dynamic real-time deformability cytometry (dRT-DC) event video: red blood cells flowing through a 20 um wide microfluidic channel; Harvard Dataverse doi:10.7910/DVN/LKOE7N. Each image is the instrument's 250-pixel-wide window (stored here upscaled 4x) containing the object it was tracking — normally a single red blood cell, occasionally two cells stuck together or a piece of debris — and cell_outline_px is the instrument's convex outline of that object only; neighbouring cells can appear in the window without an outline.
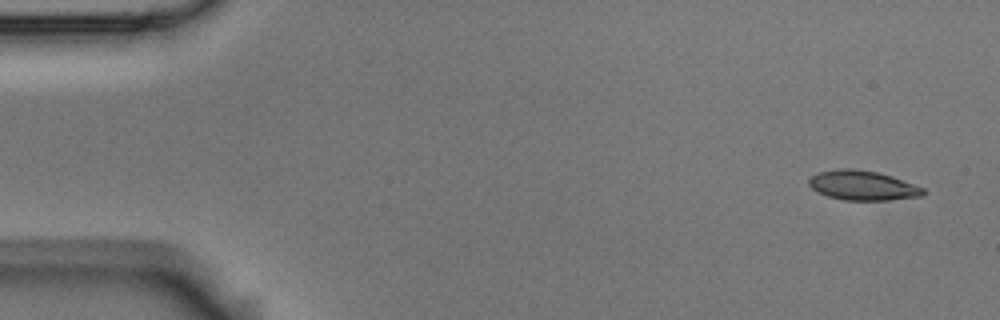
{"species": "Egyptian fruit bat (a non-hibernating species)", "species_latin": "Rousettus aegyptiacus", "temperature_condition": "room temperature", "stored_images_in_passage": 6, "camera_frame_rate_fps": 3000, "um_per_image_px": 0.085, "animal": {"sex": "male"}, "frame": {"image": 1, "passage_image": 1, "time_ms": 0.0, "image_size_px": [1000, 320], "cell_outline_px": [[924, 196], [888, 200], [844, 200], [828, 196], [812, 188], [808, 184], [808, 180], [816, 172], [840, 168], [852, 168], [876, 172], [892, 176], [924, 188]], "centroid_in_image_um": [73.32, 15.76], "position_along_channel_um": 11.7, "area_um2": 19.65}}
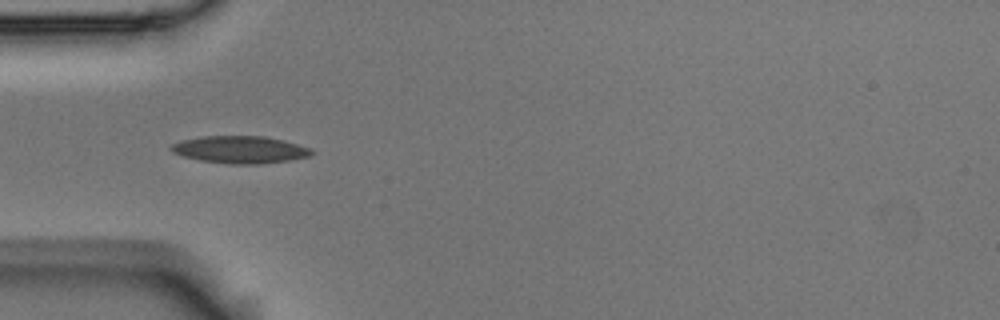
{"frame": {"image": 2, "passage_image": 5, "time_ms": 1.333, "image_size_px": [1000, 320], "cell_outline_px": [[316, 152], [308, 156], [288, 160], [260, 164], [228, 164], [200, 160], [184, 156], [172, 152], [168, 148], [172, 144], [180, 140], [200, 136], [264, 136], [284, 140], [312, 148]], "centroid_in_image_um": [20.4, 12.71], "position_along_channel_um": 64.6, "area_um2": 22.48}}
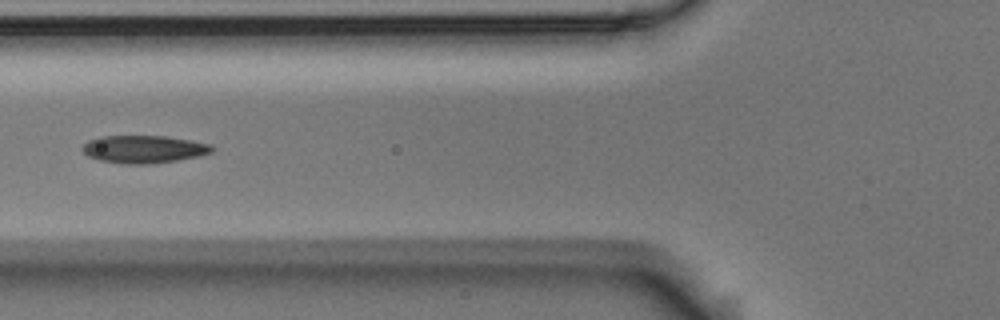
{"frame": {"image": 3, "passage_image": 6, "time_ms": 1.667, "image_size_px": [1000, 320], "cell_outline_px": [[216, 148], [212, 152], [200, 156], [176, 160], [148, 164], [124, 164], [100, 160], [88, 156], [80, 148], [88, 140], [100, 136], [164, 136], [192, 140], [212, 144]], "centroid_in_image_um": [12.25, 12.67], "position_along_channel_um": 113.6, "area_um2": 21.04}}